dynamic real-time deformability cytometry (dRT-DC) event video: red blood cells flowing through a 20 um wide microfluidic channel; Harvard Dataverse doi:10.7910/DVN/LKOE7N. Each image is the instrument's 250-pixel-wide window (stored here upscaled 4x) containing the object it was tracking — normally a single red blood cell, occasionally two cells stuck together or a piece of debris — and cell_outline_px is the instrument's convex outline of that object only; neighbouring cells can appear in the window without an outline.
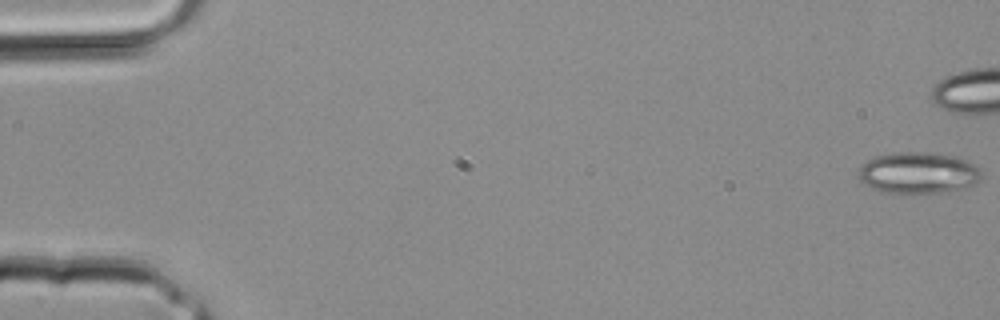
{"species": "common noctule bat (a hibernating species)", "species_latin": "Nyctalus noctula", "temperature_condition": "room temperature", "stored_images_in_passage": 5, "camera_frame_rate_fps": 3000, "um_per_image_px": 0.085, "animal": {"sex": "male", "body_mass_g": 20.4}, "frame": {"image": 1, "passage_image": 1, "time_ms": 0.0, "image_size_px": [1000, 320], "cell_outline_px": [[980, 176], [968, 188], [948, 192], [912, 196], [884, 192], [872, 188], [864, 184], [860, 180], [860, 168], [868, 160], [876, 156], [900, 152], [924, 152], [956, 156], [980, 168]], "centroid_in_image_um": [78.05, 14.74], "position_along_channel_um": 6.9, "area_um2": 30.06}}